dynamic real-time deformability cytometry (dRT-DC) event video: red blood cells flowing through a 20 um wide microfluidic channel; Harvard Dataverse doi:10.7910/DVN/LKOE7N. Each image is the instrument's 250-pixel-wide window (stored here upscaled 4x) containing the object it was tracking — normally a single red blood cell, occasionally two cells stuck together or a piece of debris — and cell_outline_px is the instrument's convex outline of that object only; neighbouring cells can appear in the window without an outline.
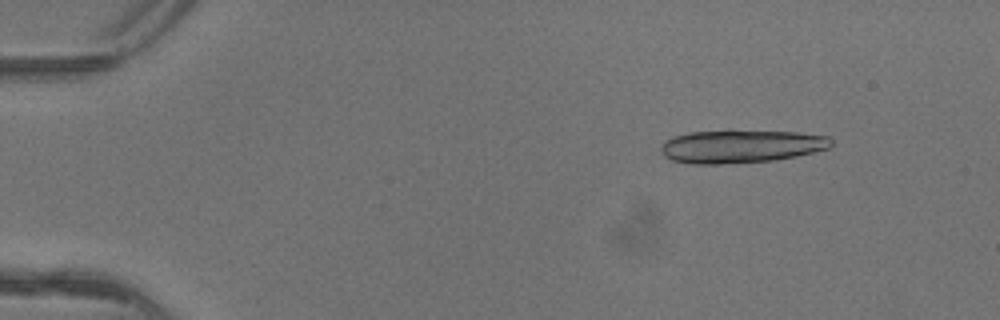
{"species": "common noctule bat (a hibernating species)", "species_latin": "Nyctalus noctula", "temperature_condition": "warm", "stored_images_in_passage": 5, "camera_frame_rate_fps": 3000, "um_per_image_px": 0.085, "animal": {"sex": "female"}, "frame": {"image": 1, "passage_image": 2, "time_ms": 0.333, "image_size_px": [1000, 320], "cell_outline_px": [[832, 144], [828, 148], [796, 156], [772, 160], [720, 164], [692, 164], [672, 160], [664, 156], [660, 148], [672, 136], [688, 132], [728, 128], [732, 128], [796, 132], [828, 136], [832, 140]], "centroid_in_image_um": [62.96, 12.39], "position_along_channel_um": 22.0, "area_um2": 33.58}}
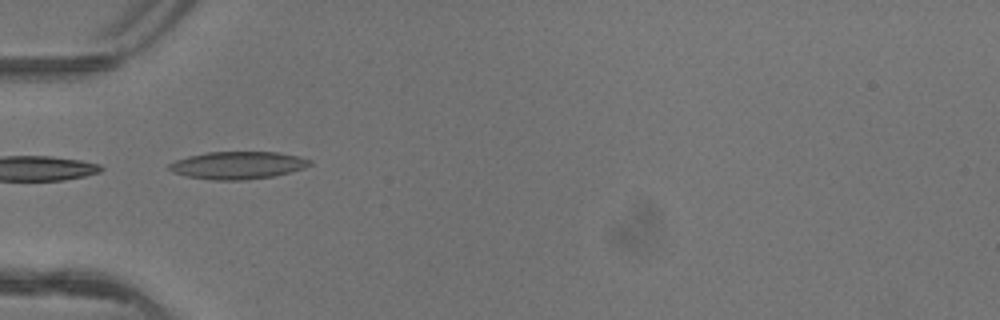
{"frame": {"image": 2, "passage_image": 5, "time_ms": 1.333, "image_size_px": [1000, 320], "cell_outline_px": [[312, 164], [304, 168], [272, 176], [244, 180], [212, 180], [188, 176], [172, 172], [168, 168], [168, 164], [176, 160], [188, 156], [208, 152], [276, 152], [300, 156], [312, 160]], "centroid_in_image_um": [20.21, 14.04], "position_along_channel_um": 64.8, "area_um2": 22.48}}